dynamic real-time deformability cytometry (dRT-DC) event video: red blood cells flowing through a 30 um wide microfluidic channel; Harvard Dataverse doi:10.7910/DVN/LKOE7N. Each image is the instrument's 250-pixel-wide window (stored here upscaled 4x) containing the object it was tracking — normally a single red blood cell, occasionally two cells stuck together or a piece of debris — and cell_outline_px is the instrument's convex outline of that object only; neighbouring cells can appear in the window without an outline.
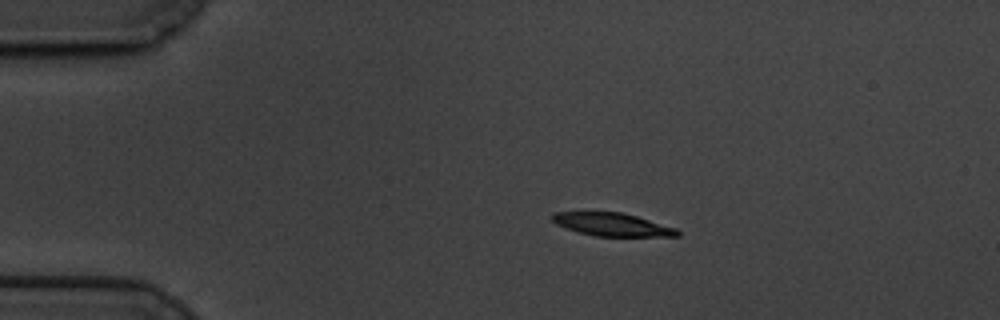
{"species": "common noctule bat (a hibernating species)", "species_latin": "Nyctalus noctula", "temperature_condition": "cold", "stored_images_in_passage": 49, "camera_frame_rate_fps": 3000, "um_per_image_px": 0.085, "animal": {"sex": "male", "body_mass_g": 19.5, "forearm_length_mm": 54.6}, "frame": {"image": 1, "passage_image": 1, "time_ms": 0.0, "image_size_px": [1000, 320], "cell_outline_px": [[680, 236], [596, 236], [564, 228], [556, 224], [552, 220], [552, 212], [620, 212], [636, 216], [676, 228], [680, 232]], "centroid_in_image_um": [52.02, 19.08], "position_along_channel_um": 33.0, "area_um2": 16.65}}
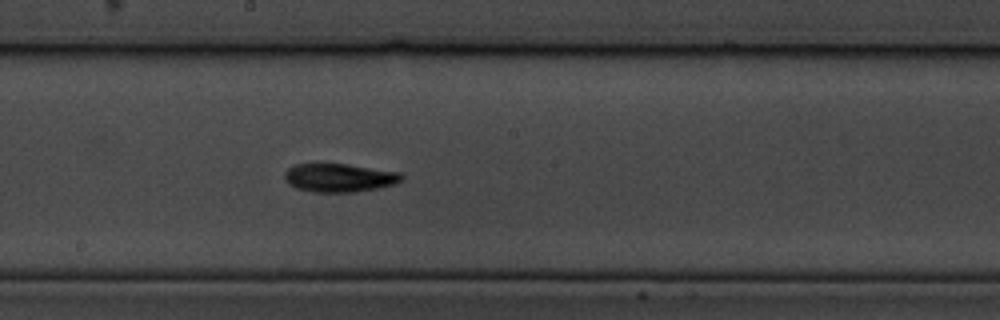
{"frame": {"image": 2, "passage_image": 22, "time_ms": 7.0, "image_size_px": [1000, 320], "cell_outline_px": [[404, 180], [396, 184], [356, 192], [312, 192], [296, 188], [288, 184], [284, 180], [284, 172], [288, 168], [296, 164], [348, 164], [400, 172], [404, 176]], "centroid_in_image_um": [28.85, 15.11], "position_along_channel_um": 219.4, "area_um2": 19.59}}
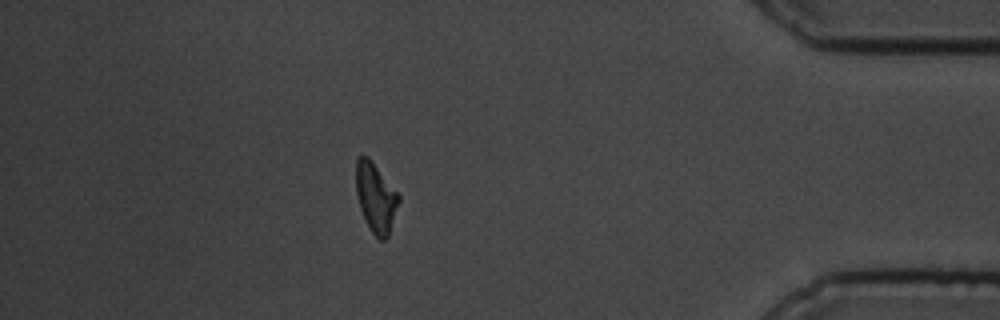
{"frame": {"image": 3, "passage_image": 42, "time_ms": 13.667, "image_size_px": [1000, 320], "cell_outline_px": [[400, 200], [388, 236], [384, 240], [380, 240], [372, 232], [360, 208], [356, 192], [356, 156], [368, 156], [372, 160], [400, 196]], "centroid_in_image_um": [31.93, 16.76], "position_along_channel_um": 403.3, "area_um2": 17.11}, "authors_computed_cell_mechanics": {"area_um2": 17.9758, "velocity_mm_per_s": 3.3481, "shape_relaxation_time_tau1_ms": 2.2486, "shape_relaxation_time_tau2_ms": 7.8908, "deformation_change_tau1": 0.157, "deformation_change_tau2": 0.1535}}